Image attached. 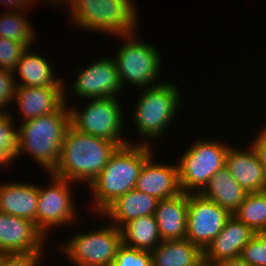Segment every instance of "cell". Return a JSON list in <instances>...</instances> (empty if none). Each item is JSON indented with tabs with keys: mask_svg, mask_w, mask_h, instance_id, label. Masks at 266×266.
<instances>
[{
	"mask_svg": "<svg viewBox=\"0 0 266 266\" xmlns=\"http://www.w3.org/2000/svg\"><path fill=\"white\" fill-rule=\"evenodd\" d=\"M63 1V3H62ZM68 7L73 23L114 37L136 33L138 13L133 0H54ZM61 3V4H60ZM71 9V10H70Z\"/></svg>",
	"mask_w": 266,
	"mask_h": 266,
	"instance_id": "4",
	"label": "cell"
},
{
	"mask_svg": "<svg viewBox=\"0 0 266 266\" xmlns=\"http://www.w3.org/2000/svg\"><path fill=\"white\" fill-rule=\"evenodd\" d=\"M65 87H16L15 98L23 121L57 111L65 102ZM65 93V94H64Z\"/></svg>",
	"mask_w": 266,
	"mask_h": 266,
	"instance_id": "17",
	"label": "cell"
},
{
	"mask_svg": "<svg viewBox=\"0 0 266 266\" xmlns=\"http://www.w3.org/2000/svg\"><path fill=\"white\" fill-rule=\"evenodd\" d=\"M66 102L55 112L23 121L18 129V156L31 155L40 167L51 174L60 159L65 131L70 125V109ZM21 154V155H20Z\"/></svg>",
	"mask_w": 266,
	"mask_h": 266,
	"instance_id": "3",
	"label": "cell"
},
{
	"mask_svg": "<svg viewBox=\"0 0 266 266\" xmlns=\"http://www.w3.org/2000/svg\"><path fill=\"white\" fill-rule=\"evenodd\" d=\"M203 251L188 239L162 240L151 251L152 266H198Z\"/></svg>",
	"mask_w": 266,
	"mask_h": 266,
	"instance_id": "23",
	"label": "cell"
},
{
	"mask_svg": "<svg viewBox=\"0 0 266 266\" xmlns=\"http://www.w3.org/2000/svg\"><path fill=\"white\" fill-rule=\"evenodd\" d=\"M240 257L252 266H266V233H256L243 247Z\"/></svg>",
	"mask_w": 266,
	"mask_h": 266,
	"instance_id": "29",
	"label": "cell"
},
{
	"mask_svg": "<svg viewBox=\"0 0 266 266\" xmlns=\"http://www.w3.org/2000/svg\"><path fill=\"white\" fill-rule=\"evenodd\" d=\"M27 48L22 42L0 37V69L14 72Z\"/></svg>",
	"mask_w": 266,
	"mask_h": 266,
	"instance_id": "28",
	"label": "cell"
},
{
	"mask_svg": "<svg viewBox=\"0 0 266 266\" xmlns=\"http://www.w3.org/2000/svg\"><path fill=\"white\" fill-rule=\"evenodd\" d=\"M135 35L132 33L118 36L119 39H125V42L119 47L116 56L113 55L123 89L125 82H130L129 84L137 86L138 89L157 85L155 81L161 72L158 49L155 45L139 40Z\"/></svg>",
	"mask_w": 266,
	"mask_h": 266,
	"instance_id": "6",
	"label": "cell"
},
{
	"mask_svg": "<svg viewBox=\"0 0 266 266\" xmlns=\"http://www.w3.org/2000/svg\"><path fill=\"white\" fill-rule=\"evenodd\" d=\"M230 216L229 212L200 193H188L186 239L204 251Z\"/></svg>",
	"mask_w": 266,
	"mask_h": 266,
	"instance_id": "11",
	"label": "cell"
},
{
	"mask_svg": "<svg viewBox=\"0 0 266 266\" xmlns=\"http://www.w3.org/2000/svg\"><path fill=\"white\" fill-rule=\"evenodd\" d=\"M118 147L115 142L80 132L70 124L64 134L58 165L51 174L89 186Z\"/></svg>",
	"mask_w": 266,
	"mask_h": 266,
	"instance_id": "2",
	"label": "cell"
},
{
	"mask_svg": "<svg viewBox=\"0 0 266 266\" xmlns=\"http://www.w3.org/2000/svg\"><path fill=\"white\" fill-rule=\"evenodd\" d=\"M188 193L159 200L154 217L162 240L186 239Z\"/></svg>",
	"mask_w": 266,
	"mask_h": 266,
	"instance_id": "18",
	"label": "cell"
},
{
	"mask_svg": "<svg viewBox=\"0 0 266 266\" xmlns=\"http://www.w3.org/2000/svg\"><path fill=\"white\" fill-rule=\"evenodd\" d=\"M32 1L36 2V0H0V4L2 2V4H5V6H9L10 8L16 7L15 9L17 11L18 10L20 11L21 9L25 10L26 7L30 6L29 4L32 3ZM46 1L47 2L50 1L48 3L52 2L55 4L54 0H46ZM25 5H26V7H25Z\"/></svg>",
	"mask_w": 266,
	"mask_h": 266,
	"instance_id": "34",
	"label": "cell"
},
{
	"mask_svg": "<svg viewBox=\"0 0 266 266\" xmlns=\"http://www.w3.org/2000/svg\"><path fill=\"white\" fill-rule=\"evenodd\" d=\"M256 233L231 215L221 232L203 251V260L218 263L225 259L240 257L243 247Z\"/></svg>",
	"mask_w": 266,
	"mask_h": 266,
	"instance_id": "15",
	"label": "cell"
},
{
	"mask_svg": "<svg viewBox=\"0 0 266 266\" xmlns=\"http://www.w3.org/2000/svg\"><path fill=\"white\" fill-rule=\"evenodd\" d=\"M15 77L16 75L12 71L0 69V112H5V105L8 106L15 98L17 87Z\"/></svg>",
	"mask_w": 266,
	"mask_h": 266,
	"instance_id": "31",
	"label": "cell"
},
{
	"mask_svg": "<svg viewBox=\"0 0 266 266\" xmlns=\"http://www.w3.org/2000/svg\"><path fill=\"white\" fill-rule=\"evenodd\" d=\"M43 252L0 254V266H38Z\"/></svg>",
	"mask_w": 266,
	"mask_h": 266,
	"instance_id": "32",
	"label": "cell"
},
{
	"mask_svg": "<svg viewBox=\"0 0 266 266\" xmlns=\"http://www.w3.org/2000/svg\"><path fill=\"white\" fill-rule=\"evenodd\" d=\"M233 216L255 233H266V190L247 193Z\"/></svg>",
	"mask_w": 266,
	"mask_h": 266,
	"instance_id": "25",
	"label": "cell"
},
{
	"mask_svg": "<svg viewBox=\"0 0 266 266\" xmlns=\"http://www.w3.org/2000/svg\"><path fill=\"white\" fill-rule=\"evenodd\" d=\"M198 266H218L217 263H209V262H206V261H202Z\"/></svg>",
	"mask_w": 266,
	"mask_h": 266,
	"instance_id": "37",
	"label": "cell"
},
{
	"mask_svg": "<svg viewBox=\"0 0 266 266\" xmlns=\"http://www.w3.org/2000/svg\"><path fill=\"white\" fill-rule=\"evenodd\" d=\"M86 68H80L72 85V92L87 100L116 97L123 90L117 65L112 57L95 60Z\"/></svg>",
	"mask_w": 266,
	"mask_h": 266,
	"instance_id": "12",
	"label": "cell"
},
{
	"mask_svg": "<svg viewBox=\"0 0 266 266\" xmlns=\"http://www.w3.org/2000/svg\"><path fill=\"white\" fill-rule=\"evenodd\" d=\"M13 160L2 150L0 149V166H7L8 164L11 165Z\"/></svg>",
	"mask_w": 266,
	"mask_h": 266,
	"instance_id": "36",
	"label": "cell"
},
{
	"mask_svg": "<svg viewBox=\"0 0 266 266\" xmlns=\"http://www.w3.org/2000/svg\"><path fill=\"white\" fill-rule=\"evenodd\" d=\"M112 266H152L151 251L135 249L122 244Z\"/></svg>",
	"mask_w": 266,
	"mask_h": 266,
	"instance_id": "30",
	"label": "cell"
},
{
	"mask_svg": "<svg viewBox=\"0 0 266 266\" xmlns=\"http://www.w3.org/2000/svg\"><path fill=\"white\" fill-rule=\"evenodd\" d=\"M251 145L255 149L259 157L260 163L266 174V127L265 126L261 131H259L257 137L253 139Z\"/></svg>",
	"mask_w": 266,
	"mask_h": 266,
	"instance_id": "33",
	"label": "cell"
},
{
	"mask_svg": "<svg viewBox=\"0 0 266 266\" xmlns=\"http://www.w3.org/2000/svg\"><path fill=\"white\" fill-rule=\"evenodd\" d=\"M218 266H252L241 257L225 259L217 263Z\"/></svg>",
	"mask_w": 266,
	"mask_h": 266,
	"instance_id": "35",
	"label": "cell"
},
{
	"mask_svg": "<svg viewBox=\"0 0 266 266\" xmlns=\"http://www.w3.org/2000/svg\"><path fill=\"white\" fill-rule=\"evenodd\" d=\"M37 184L9 182L0 185V212L28 219L36 225Z\"/></svg>",
	"mask_w": 266,
	"mask_h": 266,
	"instance_id": "19",
	"label": "cell"
},
{
	"mask_svg": "<svg viewBox=\"0 0 266 266\" xmlns=\"http://www.w3.org/2000/svg\"><path fill=\"white\" fill-rule=\"evenodd\" d=\"M51 176L50 186H38L36 227L45 237L55 226H67L78 220L70 187L72 181Z\"/></svg>",
	"mask_w": 266,
	"mask_h": 266,
	"instance_id": "10",
	"label": "cell"
},
{
	"mask_svg": "<svg viewBox=\"0 0 266 266\" xmlns=\"http://www.w3.org/2000/svg\"><path fill=\"white\" fill-rule=\"evenodd\" d=\"M230 144L207 139L194 141L177 162L179 185L184 193H200L223 166ZM192 191V192H191Z\"/></svg>",
	"mask_w": 266,
	"mask_h": 266,
	"instance_id": "7",
	"label": "cell"
},
{
	"mask_svg": "<svg viewBox=\"0 0 266 266\" xmlns=\"http://www.w3.org/2000/svg\"><path fill=\"white\" fill-rule=\"evenodd\" d=\"M153 154L144 162L135 188L159 200L181 193L178 165L154 163Z\"/></svg>",
	"mask_w": 266,
	"mask_h": 266,
	"instance_id": "16",
	"label": "cell"
},
{
	"mask_svg": "<svg viewBox=\"0 0 266 266\" xmlns=\"http://www.w3.org/2000/svg\"><path fill=\"white\" fill-rule=\"evenodd\" d=\"M248 150L230 146L225 156V166L235 181L247 192L266 190V174L259 157L249 143Z\"/></svg>",
	"mask_w": 266,
	"mask_h": 266,
	"instance_id": "14",
	"label": "cell"
},
{
	"mask_svg": "<svg viewBox=\"0 0 266 266\" xmlns=\"http://www.w3.org/2000/svg\"><path fill=\"white\" fill-rule=\"evenodd\" d=\"M31 50L26 49L14 69L13 73H18L22 80L16 83L17 87H65L64 80L56 77L51 64Z\"/></svg>",
	"mask_w": 266,
	"mask_h": 266,
	"instance_id": "21",
	"label": "cell"
},
{
	"mask_svg": "<svg viewBox=\"0 0 266 266\" xmlns=\"http://www.w3.org/2000/svg\"><path fill=\"white\" fill-rule=\"evenodd\" d=\"M45 240L34 222L0 212V254L43 252Z\"/></svg>",
	"mask_w": 266,
	"mask_h": 266,
	"instance_id": "13",
	"label": "cell"
},
{
	"mask_svg": "<svg viewBox=\"0 0 266 266\" xmlns=\"http://www.w3.org/2000/svg\"><path fill=\"white\" fill-rule=\"evenodd\" d=\"M159 199L136 188L118 197L101 214L109 216L117 228L142 216L154 215ZM115 223V224H114Z\"/></svg>",
	"mask_w": 266,
	"mask_h": 266,
	"instance_id": "20",
	"label": "cell"
},
{
	"mask_svg": "<svg viewBox=\"0 0 266 266\" xmlns=\"http://www.w3.org/2000/svg\"><path fill=\"white\" fill-rule=\"evenodd\" d=\"M12 118L10 113L0 112V149L14 161L19 150V135Z\"/></svg>",
	"mask_w": 266,
	"mask_h": 266,
	"instance_id": "27",
	"label": "cell"
},
{
	"mask_svg": "<svg viewBox=\"0 0 266 266\" xmlns=\"http://www.w3.org/2000/svg\"><path fill=\"white\" fill-rule=\"evenodd\" d=\"M121 245L120 229L110 224L97 231L77 233L60 249L75 266H112Z\"/></svg>",
	"mask_w": 266,
	"mask_h": 266,
	"instance_id": "9",
	"label": "cell"
},
{
	"mask_svg": "<svg viewBox=\"0 0 266 266\" xmlns=\"http://www.w3.org/2000/svg\"><path fill=\"white\" fill-rule=\"evenodd\" d=\"M144 142L118 147L100 174L89 184L95 197L92 203L94 213L101 215L118 197L135 188L144 162L154 154L149 142Z\"/></svg>",
	"mask_w": 266,
	"mask_h": 266,
	"instance_id": "1",
	"label": "cell"
},
{
	"mask_svg": "<svg viewBox=\"0 0 266 266\" xmlns=\"http://www.w3.org/2000/svg\"><path fill=\"white\" fill-rule=\"evenodd\" d=\"M122 244L140 250L153 251L162 241L154 215L139 217L121 228Z\"/></svg>",
	"mask_w": 266,
	"mask_h": 266,
	"instance_id": "24",
	"label": "cell"
},
{
	"mask_svg": "<svg viewBox=\"0 0 266 266\" xmlns=\"http://www.w3.org/2000/svg\"><path fill=\"white\" fill-rule=\"evenodd\" d=\"M23 11L25 10L15 11L13 8L12 11L0 15V37L22 42L30 48L36 36L33 26L27 16H24L26 12Z\"/></svg>",
	"mask_w": 266,
	"mask_h": 266,
	"instance_id": "26",
	"label": "cell"
},
{
	"mask_svg": "<svg viewBox=\"0 0 266 266\" xmlns=\"http://www.w3.org/2000/svg\"><path fill=\"white\" fill-rule=\"evenodd\" d=\"M175 83L157 82V85L145 88L138 98L134 111V123L137 132L146 141L163 136L172 119H175L181 102V94Z\"/></svg>",
	"mask_w": 266,
	"mask_h": 266,
	"instance_id": "5",
	"label": "cell"
},
{
	"mask_svg": "<svg viewBox=\"0 0 266 266\" xmlns=\"http://www.w3.org/2000/svg\"><path fill=\"white\" fill-rule=\"evenodd\" d=\"M200 194L233 215L247 192L235 181L226 166L219 169Z\"/></svg>",
	"mask_w": 266,
	"mask_h": 266,
	"instance_id": "22",
	"label": "cell"
},
{
	"mask_svg": "<svg viewBox=\"0 0 266 266\" xmlns=\"http://www.w3.org/2000/svg\"><path fill=\"white\" fill-rule=\"evenodd\" d=\"M116 97L90 99L80 109L70 107V124L80 132L115 142L119 147L130 142L122 137L123 115Z\"/></svg>",
	"mask_w": 266,
	"mask_h": 266,
	"instance_id": "8",
	"label": "cell"
}]
</instances>
